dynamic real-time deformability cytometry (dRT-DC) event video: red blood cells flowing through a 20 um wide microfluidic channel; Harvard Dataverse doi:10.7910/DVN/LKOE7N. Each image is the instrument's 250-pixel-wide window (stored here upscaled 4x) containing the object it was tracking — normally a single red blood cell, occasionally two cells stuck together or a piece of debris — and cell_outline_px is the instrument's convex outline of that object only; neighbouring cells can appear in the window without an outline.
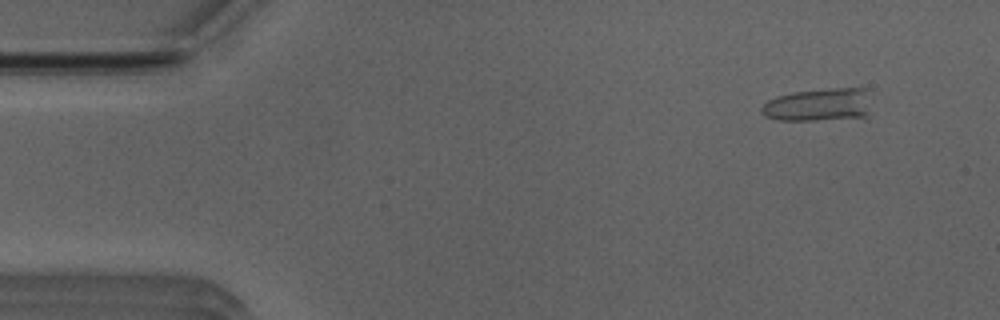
{"species": "Egyptian fruit bat (a non-hibernating species)", "species_latin": "Rousettus aegyptiacus", "temperature_condition": "room temperature", "stored_images_in_passage": 53, "camera_frame_rate_fps": 3000, "um_per_image_px": 0.085, "animal": {"sex": "male"}, "frame": {"image": 1, "passage_image": 5, "time_ms": 1.333, "image_size_px": [1000, 320], "cell_outline_px": [[864, 120], [776, 120], [764, 116], [760, 112], [760, 108], [768, 100], [776, 96], [792, 92], [832, 88], [864, 88]], "centroid_in_image_um": [69.46, 8.95], "position_along_channel_um": 15.5, "area_um2": 20.92}}
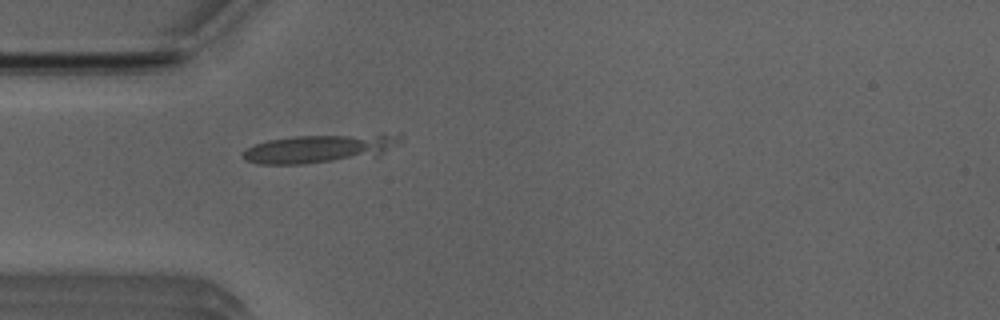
{"frame": {"image": 2, "passage_image": 16, "time_ms": 5.0, "image_size_px": [1000, 320], "cell_outline_px": [[404, 136], [400, 140], [376, 156], [304, 164], [260, 164], [244, 160], [240, 156], [248, 148], [256, 144], [268, 140], [292, 136], [380, 132], [400, 132]], "centroid_in_image_um": [27.24, 12.58], "position_along_channel_um": 57.8, "area_um2": 26.7}}